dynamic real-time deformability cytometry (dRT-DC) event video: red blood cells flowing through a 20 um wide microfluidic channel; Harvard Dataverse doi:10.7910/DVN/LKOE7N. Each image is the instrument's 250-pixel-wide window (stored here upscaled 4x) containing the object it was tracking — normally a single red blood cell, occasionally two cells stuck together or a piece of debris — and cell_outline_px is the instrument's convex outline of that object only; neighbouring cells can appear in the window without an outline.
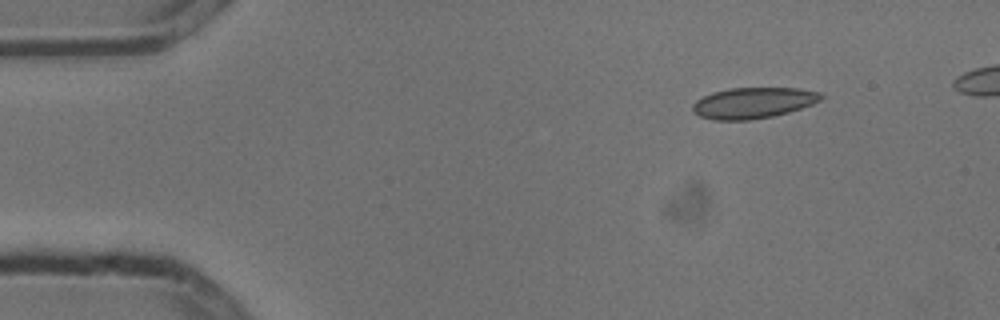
{"species": "common noctule bat (a hibernating species)", "species_latin": "Nyctalus noctula", "temperature_condition": "cold", "stored_images_in_passage": 6, "camera_frame_rate_fps": 3000, "um_per_image_px": 0.085, "animal": {"sex": "male", "body_mass_g": 13.3}, "frame": {"image": 1, "passage_image": 1, "time_ms": 0.0, "image_size_px": [1000, 320], "cell_outline_px": [[824, 96], [820, 100], [812, 104], [788, 112], [772, 116], [748, 120], [712, 120], [700, 116], [692, 112], [692, 104], [696, 100], [712, 92], [728, 88], [800, 88], [820, 92]], "centroid_in_image_um": [63.99, 8.74], "position_along_channel_um": 21.0, "area_um2": 23.18}}
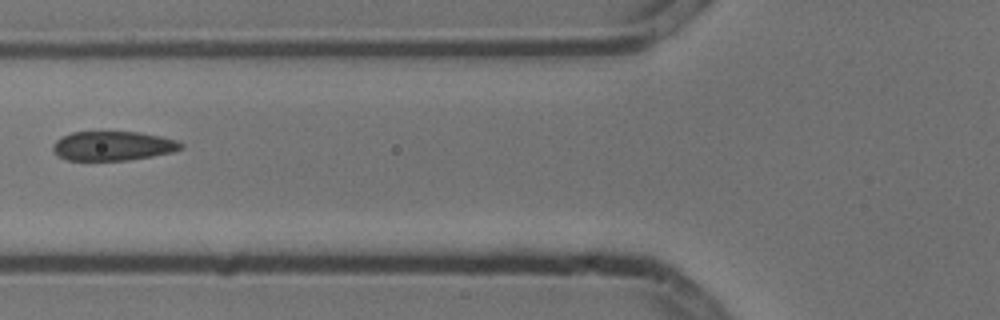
{"frame": {"image": 2, "passage_image": 5, "time_ms": 1.333, "image_size_px": [1000, 320], "cell_outline_px": [[184, 148], [172, 152], [152, 156], [128, 160], [68, 160], [60, 156], [52, 148], [52, 144], [56, 140], [72, 132], [140, 132], [160, 136], [176, 140], [184, 144]], "centroid_in_image_um": [9.63, 12.4], "position_along_channel_um": 116.2, "area_um2": 21.73}}
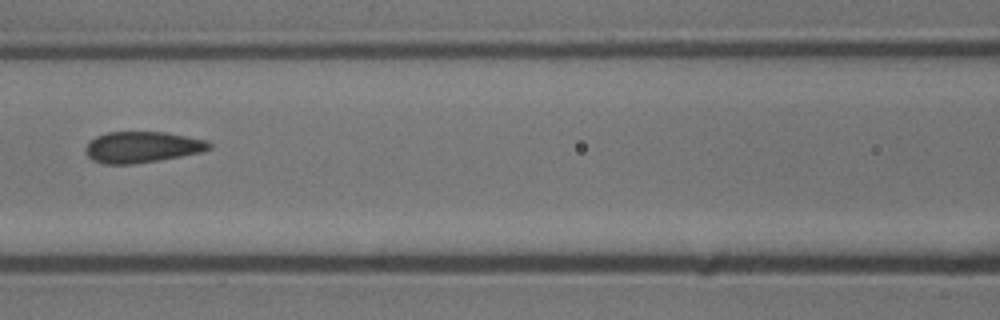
{"frame": {"image": 3, "passage_image": 6, "time_ms": 1.667, "image_size_px": [1000, 320], "cell_outline_px": [[212, 148], [200, 152], [180, 156], [132, 164], [104, 164], [92, 160], [84, 152], [84, 148], [96, 136], [108, 132], [164, 132], [208, 140], [212, 144]], "centroid_in_image_um": [12.07, 12.5], "position_along_channel_um": 154.5, "area_um2": 22.31}}